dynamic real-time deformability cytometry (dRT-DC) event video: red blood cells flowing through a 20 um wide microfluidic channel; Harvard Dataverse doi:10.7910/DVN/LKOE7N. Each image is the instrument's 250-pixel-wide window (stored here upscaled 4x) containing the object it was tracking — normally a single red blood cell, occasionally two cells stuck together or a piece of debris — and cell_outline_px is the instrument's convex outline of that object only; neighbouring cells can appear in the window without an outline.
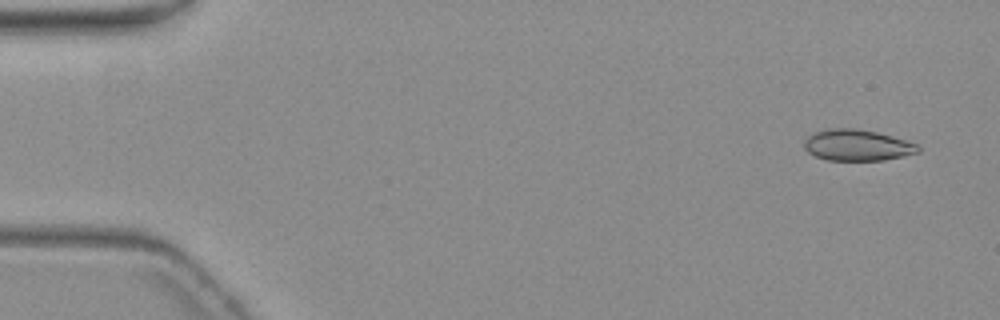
{"species": "common noctule bat (a hibernating species)", "species_latin": "Nyctalus noctula", "temperature_condition": "warm", "stored_images_in_passage": 4, "camera_frame_rate_fps": 3000, "um_per_image_px": 0.085, "animal": {"sex": "female", "body_mass_g": 19.3, "forearm_length_mm": 54.1}, "frame": {"image": 1, "passage_image": 1, "time_ms": 0.0, "image_size_px": [1000, 320], "cell_outline_px": [[920, 152], [904, 156], [884, 160], [828, 160], [816, 156], [808, 152], [804, 148], [804, 140], [808, 136], [816, 132], [828, 128], [856, 128], [876, 132], [892, 136], [916, 144], [920, 148]], "centroid_in_image_um": [72.85, 12.34], "position_along_channel_um": 12.1, "area_um2": 20.63}}
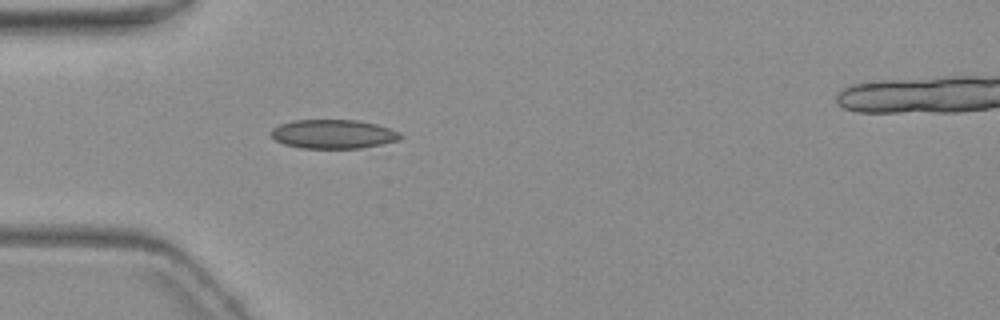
{"frame": {"image": 2, "passage_image": 4, "time_ms": 4.667, "image_size_px": [1000, 320], "cell_outline_px": [[404, 136], [400, 140], [360, 148], [300, 148], [284, 144], [276, 140], [268, 132], [272, 128], [280, 124], [292, 120], [356, 120], [376, 124], [400, 132]], "centroid_in_image_um": [28.31, 11.39], "position_along_channel_um": 56.7, "area_um2": 21.91}}